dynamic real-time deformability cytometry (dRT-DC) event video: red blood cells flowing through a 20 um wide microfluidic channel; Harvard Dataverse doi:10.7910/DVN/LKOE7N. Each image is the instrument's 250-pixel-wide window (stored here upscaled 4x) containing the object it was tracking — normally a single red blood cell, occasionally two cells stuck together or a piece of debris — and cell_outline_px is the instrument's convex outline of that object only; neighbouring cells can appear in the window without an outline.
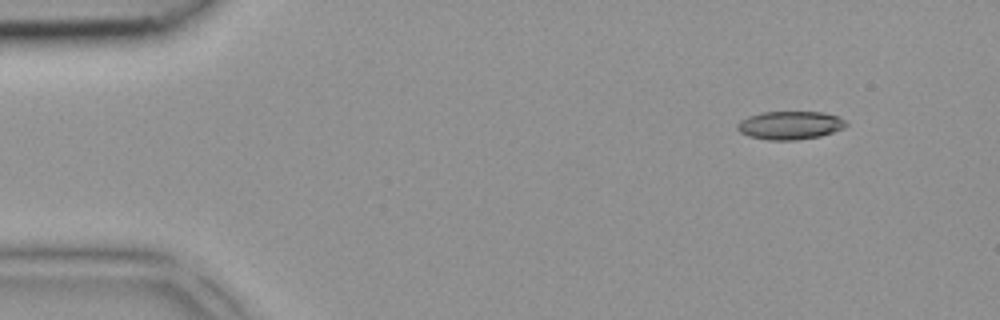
{"species": "common noctule bat (a hibernating species)", "species_latin": "Nyctalus noctula", "temperature_condition": "room temperature", "stored_images_in_passage": 4, "camera_frame_rate_fps": 3000, "um_per_image_px": 0.085, "animal": {"sex": "female", "body_mass_g": 18.4}, "frame": {"image": 1, "passage_image": 2, "time_ms": 0.333, "image_size_px": [1000, 320], "cell_outline_px": [[848, 124], [844, 128], [820, 136], [796, 140], [768, 140], [748, 136], [740, 132], [736, 128], [736, 124], [740, 120], [748, 116], [764, 112], [824, 112], [836, 116], [844, 120]], "centroid_in_image_um": [67.12, 10.65], "position_along_channel_um": 17.9, "area_um2": 17.92}}